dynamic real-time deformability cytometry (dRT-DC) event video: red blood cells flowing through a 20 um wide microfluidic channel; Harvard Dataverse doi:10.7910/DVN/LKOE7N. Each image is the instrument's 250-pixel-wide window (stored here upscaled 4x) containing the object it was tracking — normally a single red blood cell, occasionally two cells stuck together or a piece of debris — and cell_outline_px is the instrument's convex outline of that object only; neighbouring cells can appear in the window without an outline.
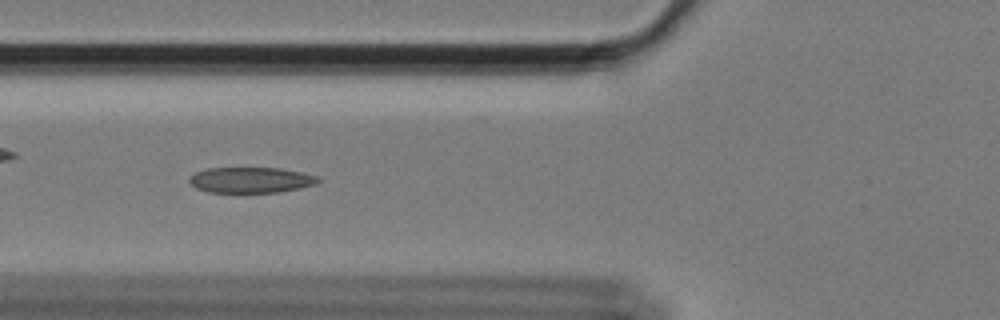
{"species": "Egyptian fruit bat (a non-hibernating species)", "species_latin": "Rousettus aegyptiacus", "temperature_condition": "cold", "stored_images_in_passage": 49, "camera_frame_rate_fps": 3000, "um_per_image_px": 0.085, "animal": {"sex": "female"}, "frame": {"image": 1, "passage_image": 13, "time_ms": 4.0, "image_size_px": [1000, 320], "cell_outline_px": [[320, 180], [316, 184], [300, 188], [280, 192], [208, 192], [196, 188], [188, 180], [196, 172], [208, 168], [280, 168], [300, 172], [316, 176]], "centroid_in_image_um": [21.33, 15.3], "position_along_channel_um": 104.5, "area_um2": 19.07}}
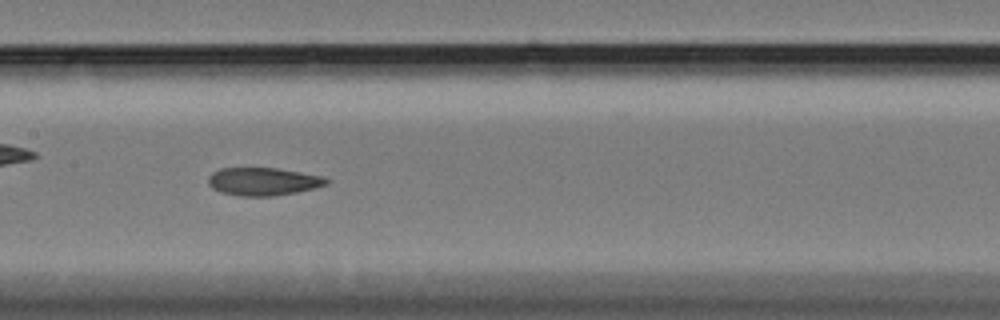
{"frame": {"image": 2, "passage_image": 20, "time_ms": 6.333, "image_size_px": [1000, 320], "cell_outline_px": [[332, 180], [328, 184], [316, 188], [296, 192], [272, 196], [240, 196], [220, 192], [212, 188], [208, 184], [208, 176], [212, 172], [220, 168], [276, 168], [320, 176]], "centroid_in_image_um": [22.35, 15.43], "position_along_channel_um": 185.1, "area_um2": 19.25}}
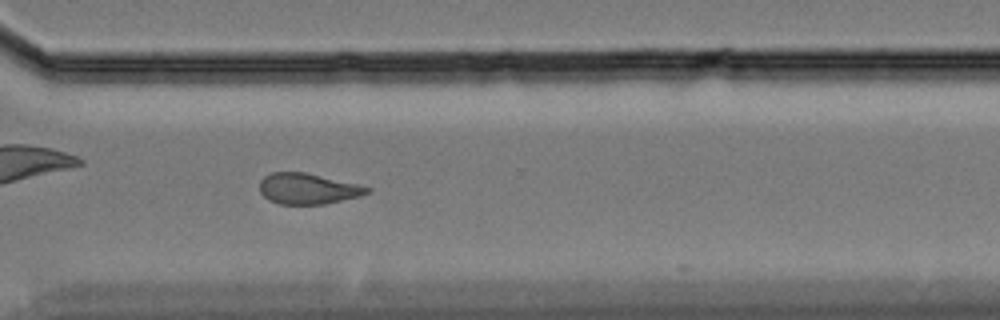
{"frame": {"image": 3, "passage_image": 34, "time_ms": 11.0, "image_size_px": [1000, 320], "cell_outline_px": [[372, 192], [360, 196], [324, 204], [280, 204], [268, 200], [260, 192], [260, 180], [264, 176], [272, 172], [304, 172], [356, 184], [372, 188]], "centroid_in_image_um": [26.15, 16.04], "position_along_channel_um": 344.4, "area_um2": 19.19}, "authors_computed_cell_mechanics": {"area_um2": 19.941, "velocity_mm_per_s": 3.4195, "shape_relaxation_time_tau1_ms": null, "shape_relaxation_time_tau2_ms": 9.0772, "deformation_change_tau1": null, "deformation_change_tau2": 0.1556}}